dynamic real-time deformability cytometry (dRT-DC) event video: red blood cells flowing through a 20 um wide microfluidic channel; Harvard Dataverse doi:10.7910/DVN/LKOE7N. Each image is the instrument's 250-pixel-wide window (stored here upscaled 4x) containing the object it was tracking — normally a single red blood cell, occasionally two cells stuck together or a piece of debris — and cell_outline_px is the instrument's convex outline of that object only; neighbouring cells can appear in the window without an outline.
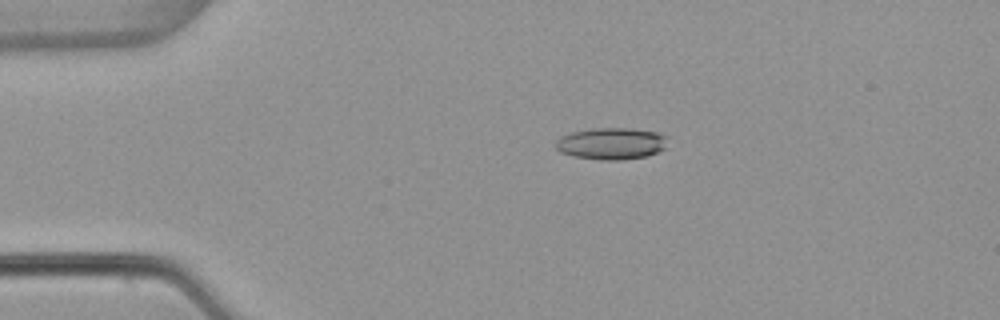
{"species": "common noctule bat (a hibernating species)", "species_latin": "Nyctalus noctula", "temperature_condition": "warm", "stored_images_in_passage": 53, "camera_frame_rate_fps": 3000, "um_per_image_px": 0.085, "animal": {"sex": "female", "body_mass_g": 22.7, "forearm_length_mm": 54.2}, "frame": {"image": 1, "passage_image": 11, "time_ms": 3.333, "image_size_px": [1000, 320], "cell_outline_px": [[668, 136], [664, 148], [648, 156], [620, 160], [600, 160], [572, 156], [560, 152], [556, 148], [556, 140], [560, 136], [572, 132], [592, 128], [628, 128], [656, 132]], "centroid_in_image_um": [51.94, 12.2], "position_along_channel_um": 33.1, "area_um2": 20.81}}
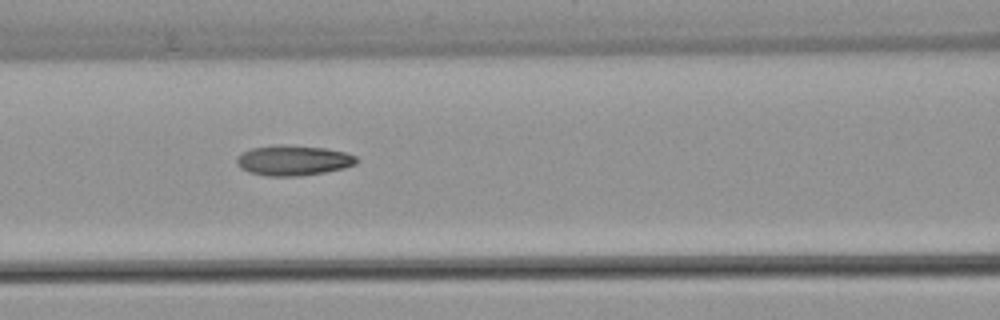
{"frame": {"image": 2, "passage_image": 23, "time_ms": 7.333, "image_size_px": [1000, 320], "cell_outline_px": [[360, 160], [356, 164], [344, 168], [324, 172], [300, 176], [268, 176], [248, 172], [240, 168], [236, 164], [236, 156], [252, 148], [280, 144], [324, 148], [344, 152], [356, 156]], "centroid_in_image_um": [24.92, 13.64], "position_along_channel_um": 141.7, "area_um2": 21.15}}
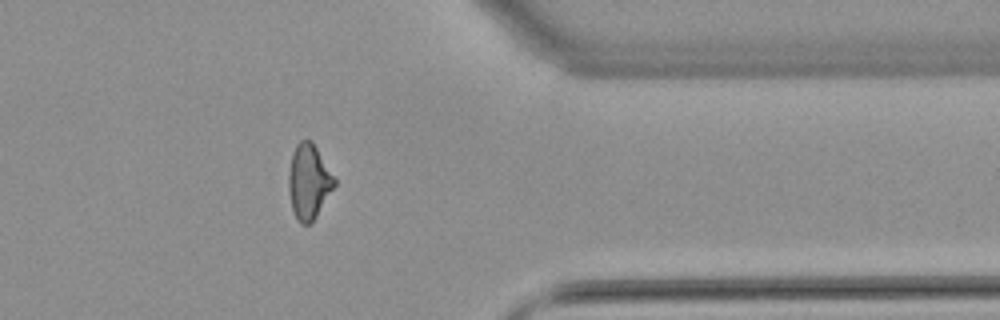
{"frame": {"image": 3, "passage_image": 43, "time_ms": 14.0, "image_size_px": [1000, 320], "cell_outline_px": [[336, 184], [316, 216], [308, 224], [300, 224], [292, 208], [288, 188], [288, 176], [292, 152], [296, 144], [300, 140], [312, 140], [336, 180]], "centroid_in_image_um": [26.23, 15.41], "position_along_channel_um": 385.2, "area_um2": 19.77}, "authors_computed_cell_mechanics": {"area_um2": 20.4034, "velocity_mm_per_s": 3.8723, "shape_relaxation_time_tau1_ms": 6.1485, "shape_relaxation_time_tau2_ms": 2.7921, "deformation_change_tau1": 0.2262, "deformation_change_tau2": 0.1119}}